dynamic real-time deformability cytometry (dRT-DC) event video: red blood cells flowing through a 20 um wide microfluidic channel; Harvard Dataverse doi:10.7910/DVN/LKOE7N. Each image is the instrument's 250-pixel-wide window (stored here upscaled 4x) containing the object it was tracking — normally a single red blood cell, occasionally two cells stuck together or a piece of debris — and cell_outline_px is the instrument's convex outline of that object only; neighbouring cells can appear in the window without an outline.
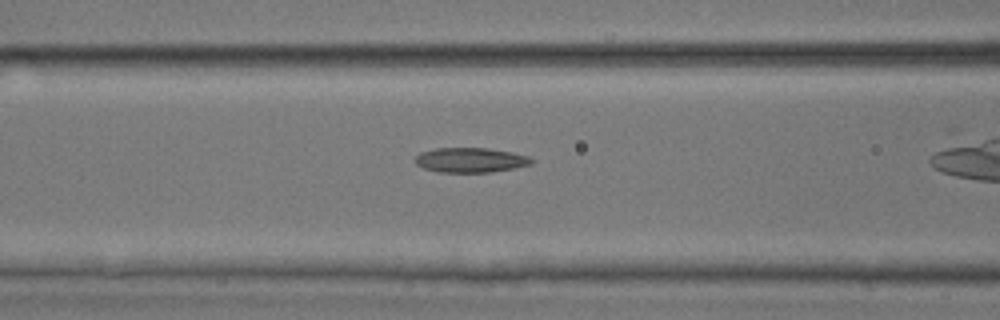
{"species": "common noctule bat (a hibernating species)", "species_latin": "Nyctalus noctula", "temperature_condition": "room temperature", "stored_images_in_passage": 31, "camera_frame_rate_fps": 3000, "um_per_image_px": 0.085, "animal": {"sex": "male", "body_mass_g": 17.9, "forearm_length_mm": 54.2}, "frame": {"image": 1, "passage_image": 13, "time_ms": 4.0, "image_size_px": [1000, 320], "cell_outline_px": [[536, 160], [532, 164], [492, 172], [440, 172], [424, 168], [416, 164], [416, 156], [420, 152], [436, 148], [488, 148], [512, 152], [528, 156]], "centroid_in_image_um": [40.02, 13.6], "position_along_channel_um": 126.6, "area_um2": 16.76}}
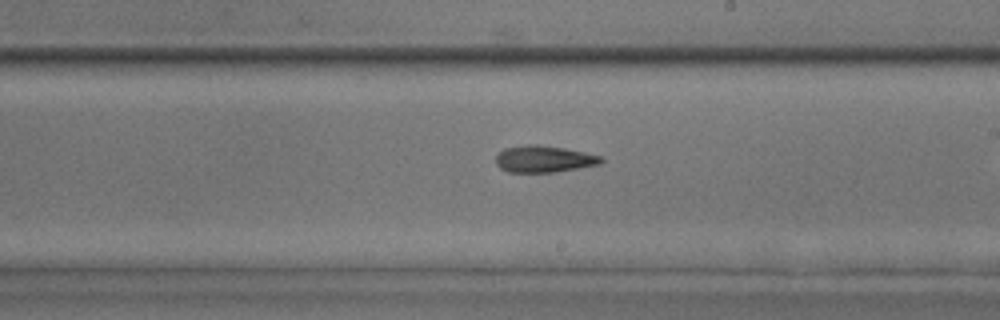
{"frame": {"image": 2, "passage_image": 21, "time_ms": 6.667, "image_size_px": [1000, 320], "cell_outline_px": [[604, 160], [600, 164], [556, 172], [508, 172], [500, 168], [496, 164], [496, 156], [504, 148], [528, 144], [536, 144], [564, 148], [584, 152], [600, 156]], "centroid_in_image_um": [46.22, 13.51], "position_along_channel_um": 242.8, "area_um2": 16.36}}
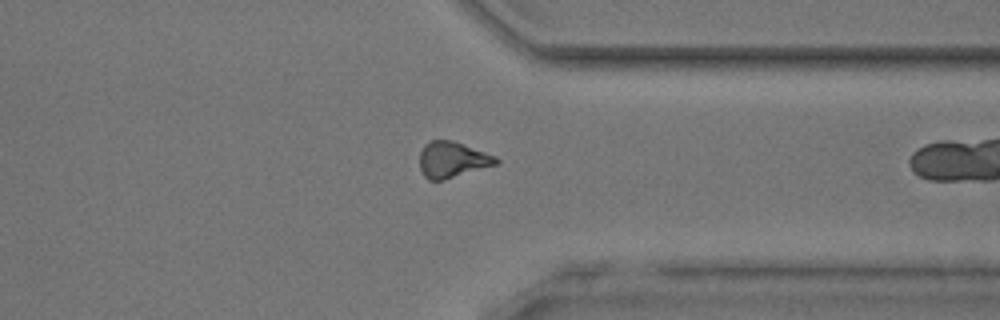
{"frame": {"image": 3, "passage_image": 30, "time_ms": 9.667, "image_size_px": [1000, 320], "cell_outline_px": [[500, 160], [496, 164], [444, 180], [428, 180], [424, 176], [420, 168], [420, 152], [424, 144], [432, 140], [452, 140], [496, 156]], "centroid_in_image_um": [38.42, 13.57], "position_along_channel_um": 373.0, "area_um2": 15.9}}